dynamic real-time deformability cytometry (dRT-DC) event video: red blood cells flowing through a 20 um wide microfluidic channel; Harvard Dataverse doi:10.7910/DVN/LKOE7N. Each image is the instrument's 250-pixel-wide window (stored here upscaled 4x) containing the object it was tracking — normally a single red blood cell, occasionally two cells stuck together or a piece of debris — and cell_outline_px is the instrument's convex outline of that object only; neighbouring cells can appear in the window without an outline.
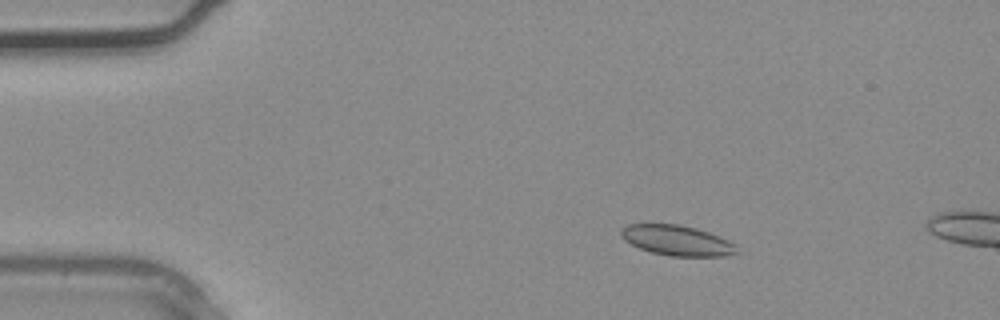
{"species": "common noctule bat (a hibernating species)", "species_latin": "Nyctalus noctula", "temperature_condition": "warm", "stored_images_in_passage": 4, "camera_frame_rate_fps": 3000, "um_per_image_px": 0.085, "animal": {"sex": "male", "body_mass_g": 20.4}, "frame": {"image": 1, "passage_image": 1, "time_ms": 0.0, "image_size_px": [1000, 320], "cell_outline_px": [[740, 252], [724, 256], [668, 256], [652, 252], [640, 248], [624, 240], [620, 232], [620, 228], [628, 224], [680, 224], [696, 228], [720, 236], [736, 244]], "centroid_in_image_um": [57.57, 20.43], "position_along_channel_um": 27.4, "area_um2": 20.52}}